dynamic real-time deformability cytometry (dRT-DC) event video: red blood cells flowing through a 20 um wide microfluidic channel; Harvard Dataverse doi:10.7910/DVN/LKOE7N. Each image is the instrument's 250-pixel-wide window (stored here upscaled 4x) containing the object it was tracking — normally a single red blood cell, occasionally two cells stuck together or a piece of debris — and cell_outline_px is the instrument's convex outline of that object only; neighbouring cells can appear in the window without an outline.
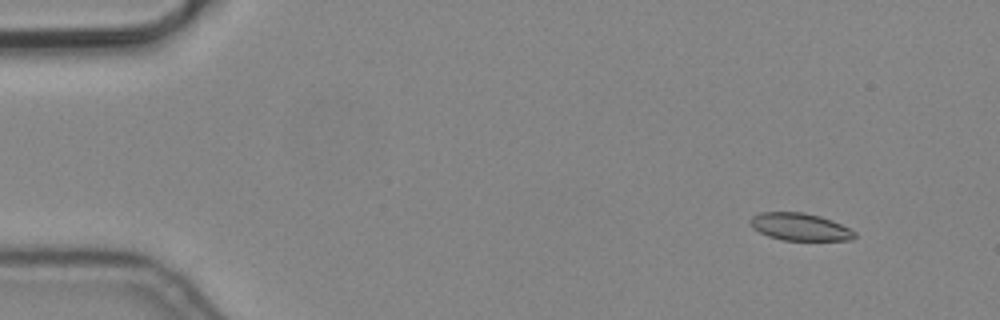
{"species": "common noctule bat (a hibernating species)", "species_latin": "Nyctalus noctula", "temperature_condition": "cold", "stored_images_in_passage": 5, "camera_frame_rate_fps": 3000, "um_per_image_px": 0.085, "animal": {"sex": "male", "body_mass_g": 19.2, "forearm_length_mm": 51.8}, "frame": {"image": 1, "passage_image": 2, "time_ms": 0.333, "image_size_px": [1000, 320], "cell_outline_px": [[856, 236], [852, 240], [784, 240], [768, 236], [752, 228], [748, 220], [752, 216], [760, 212], [804, 212], [820, 216], [832, 220], [856, 232]], "centroid_in_image_um": [67.97, 19.27], "position_along_channel_um": 17.0, "area_um2": 16.7}}
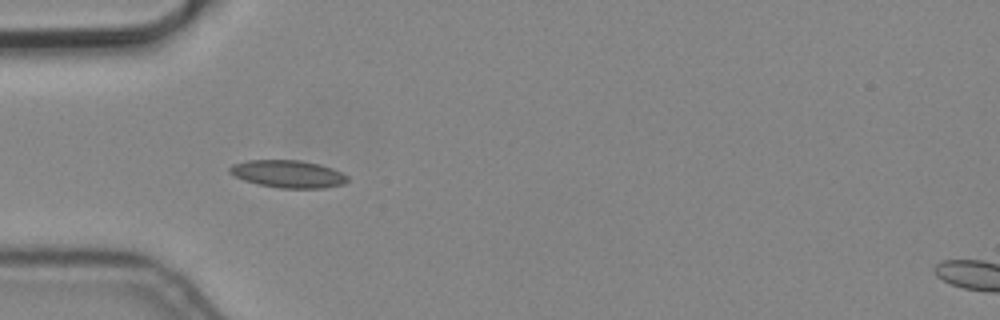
{"frame": {"image": 2, "passage_image": 5, "time_ms": 1.333, "image_size_px": [1000, 320], "cell_outline_px": [[348, 180], [344, 184], [324, 188], [280, 188], [256, 184], [244, 180], [228, 172], [228, 168], [232, 164], [248, 160], [300, 160], [320, 164], [332, 168], [348, 176]], "centroid_in_image_um": [24.47, 14.78], "position_along_channel_um": 60.5, "area_um2": 18.96}}